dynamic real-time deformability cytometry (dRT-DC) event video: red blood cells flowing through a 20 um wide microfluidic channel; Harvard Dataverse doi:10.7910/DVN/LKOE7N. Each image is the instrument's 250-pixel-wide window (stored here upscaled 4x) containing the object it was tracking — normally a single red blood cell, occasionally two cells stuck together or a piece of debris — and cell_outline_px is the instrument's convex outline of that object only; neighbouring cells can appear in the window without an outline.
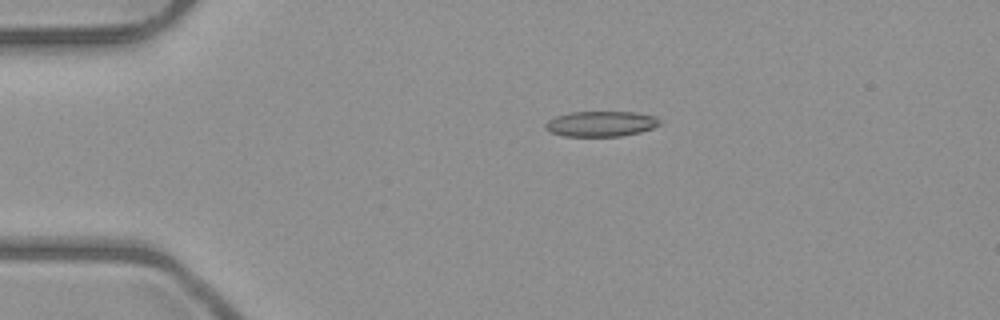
{"species": "common noctule bat (a hibernating species)", "species_latin": "Nyctalus noctula", "temperature_condition": "room temperature", "stored_images_in_passage": 6, "camera_frame_rate_fps": 3000, "um_per_image_px": 0.085, "animal": {"sex": "male", "body_mass_g": 23.1, "forearm_length_mm": 52.7}, "frame": {"image": 1, "passage_image": 4, "time_ms": 3.667, "image_size_px": [1000, 320], "cell_outline_px": [[660, 124], [652, 128], [640, 132], [620, 136], [564, 136], [552, 132], [544, 128], [544, 124], [548, 120], [556, 116], [572, 112], [636, 112], [656, 116], [660, 120]], "centroid_in_image_um": [51.08, 10.52], "position_along_channel_um": 33.9, "area_um2": 16.88}}
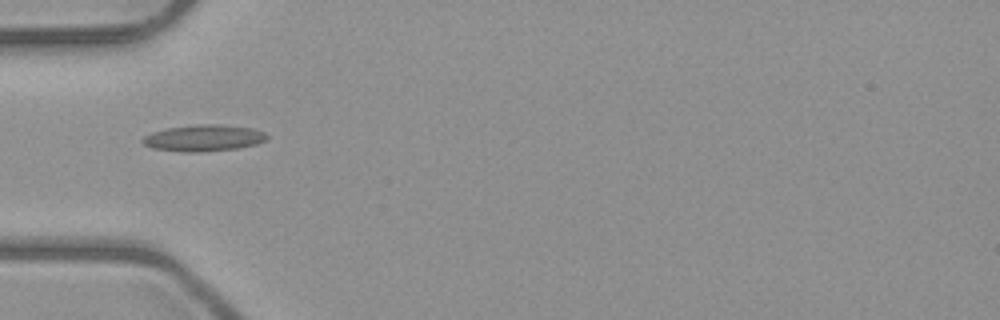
{"frame": {"image": 2, "passage_image": 6, "time_ms": 5.667, "image_size_px": [1000, 320], "cell_outline_px": [[268, 136], [264, 140], [256, 144], [236, 148], [200, 152], [184, 152], [152, 148], [144, 144], [140, 140], [144, 136], [152, 132], [168, 128], [196, 124], [216, 124], [252, 128], [264, 132]], "centroid_in_image_um": [17.28, 11.73], "position_along_channel_um": 67.7, "area_um2": 19.02}}